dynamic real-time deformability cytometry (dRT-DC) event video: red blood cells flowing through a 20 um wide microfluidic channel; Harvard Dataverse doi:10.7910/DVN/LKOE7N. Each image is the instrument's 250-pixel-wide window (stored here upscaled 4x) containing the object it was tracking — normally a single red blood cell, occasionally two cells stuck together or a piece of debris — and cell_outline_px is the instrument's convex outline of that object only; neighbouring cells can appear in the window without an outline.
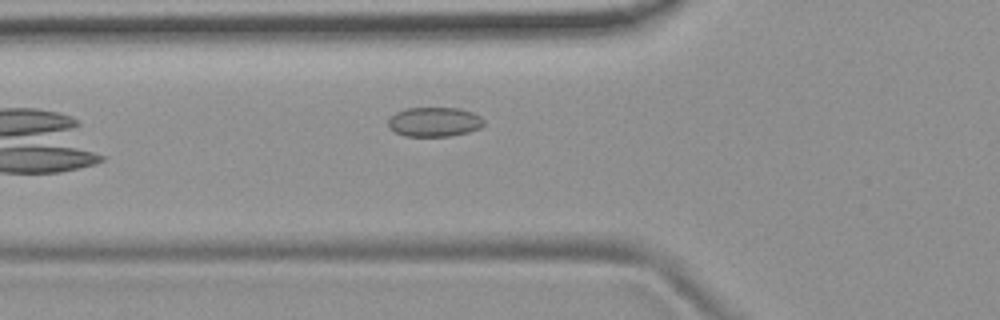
{"species": "common noctule bat (a hibernating species)", "species_latin": "Nyctalus noctula", "temperature_condition": "room temperature", "stored_images_in_passage": 5, "camera_frame_rate_fps": 3000, "um_per_image_px": 0.085, "animal": {"sex": "female", "body_mass_g": 19.9}, "frame": {"image": 1, "passage_image": 5, "time_ms": 4.667, "image_size_px": [1000, 320], "cell_outline_px": [[484, 124], [480, 128], [468, 132], [448, 136], [404, 136], [388, 128], [388, 120], [396, 112], [408, 108], [460, 108], [472, 112], [480, 116], [484, 120]], "centroid_in_image_um": [36.92, 10.36], "position_along_channel_um": 88.9, "area_um2": 16.42}}